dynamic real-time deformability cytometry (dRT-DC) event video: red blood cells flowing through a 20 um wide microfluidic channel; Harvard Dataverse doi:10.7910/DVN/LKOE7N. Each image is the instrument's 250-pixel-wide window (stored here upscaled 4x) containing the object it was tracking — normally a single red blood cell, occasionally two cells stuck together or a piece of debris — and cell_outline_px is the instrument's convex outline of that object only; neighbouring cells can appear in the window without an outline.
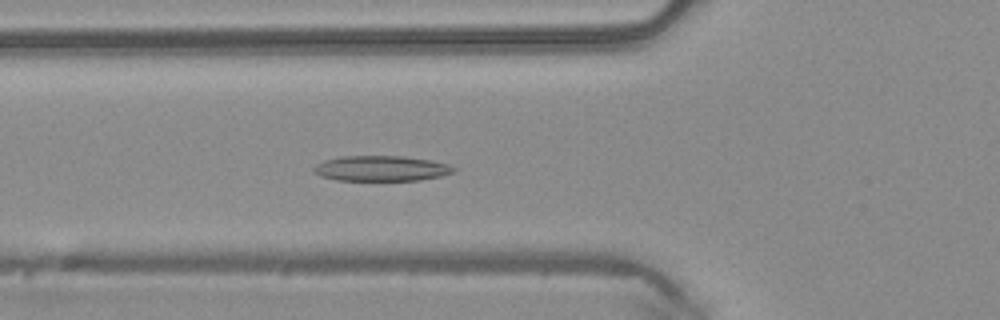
{"species": "common noctule bat (a hibernating species)", "species_latin": "Nyctalus noctula", "temperature_condition": "warm", "stored_images_in_passage": 43, "camera_frame_rate_fps": 3000, "um_per_image_px": 0.085, "animal": {"sex": "male", "body_mass_g": 20.4}, "frame": {"image": 1, "passage_image": 12, "time_ms": 3.667, "image_size_px": [1000, 320], "cell_outline_px": [[456, 172], [440, 176], [420, 180], [336, 180], [320, 176], [312, 168], [316, 164], [324, 160], [340, 156], [404, 156], [428, 160], [448, 164], [456, 168]], "centroid_in_image_um": [32.4, 14.31], "position_along_channel_um": 93.4, "area_um2": 20.63}}
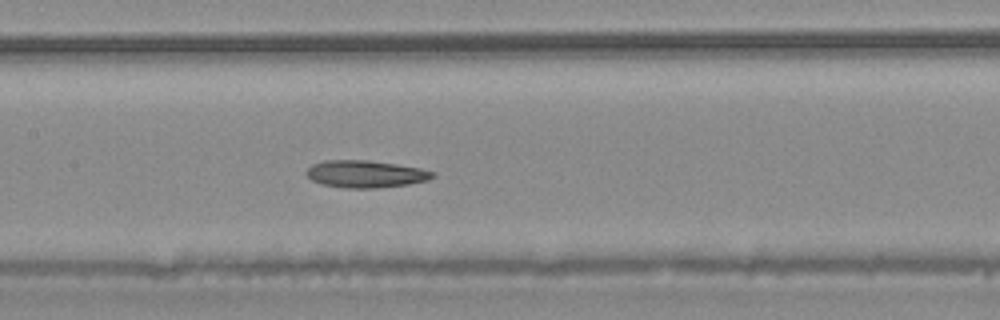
{"frame": {"image": 2, "passage_image": 18, "time_ms": 5.667, "image_size_px": [1000, 320], "cell_outline_px": [[436, 176], [428, 180], [408, 184], [380, 188], [344, 188], [320, 184], [312, 180], [304, 172], [312, 164], [324, 160], [368, 160], [396, 164], [420, 168], [436, 172]], "centroid_in_image_um": [31.07, 14.79], "position_along_channel_um": 176.3, "area_um2": 20.23}}
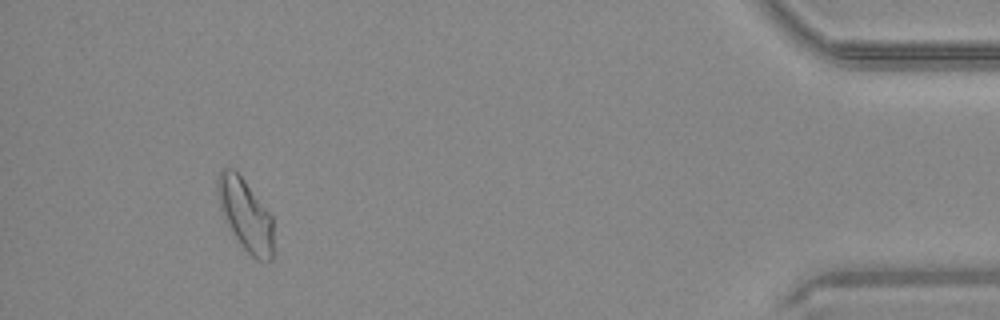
{"frame": {"image": 3, "passage_image": 40, "time_ms": 13.0, "image_size_px": [1000, 320], "cell_outline_px": [[272, 260], [256, 260], [244, 248], [232, 232], [220, 208], [216, 192], [216, 180], [220, 168], [232, 168], [244, 180], [272, 216]], "centroid_in_image_um": [20.83, 18.22], "position_along_channel_um": 414.4, "area_um2": 23.0}, "authors_computed_cell_mechanics": {"area_um2": 20.808, "velocity_mm_per_s": 4.1221, "shape_relaxation_time_tau1_ms": null, "shape_relaxation_time_tau2_ms": 7.6857, "deformation_change_tau1": null, "deformation_change_tau2": 0.16}}